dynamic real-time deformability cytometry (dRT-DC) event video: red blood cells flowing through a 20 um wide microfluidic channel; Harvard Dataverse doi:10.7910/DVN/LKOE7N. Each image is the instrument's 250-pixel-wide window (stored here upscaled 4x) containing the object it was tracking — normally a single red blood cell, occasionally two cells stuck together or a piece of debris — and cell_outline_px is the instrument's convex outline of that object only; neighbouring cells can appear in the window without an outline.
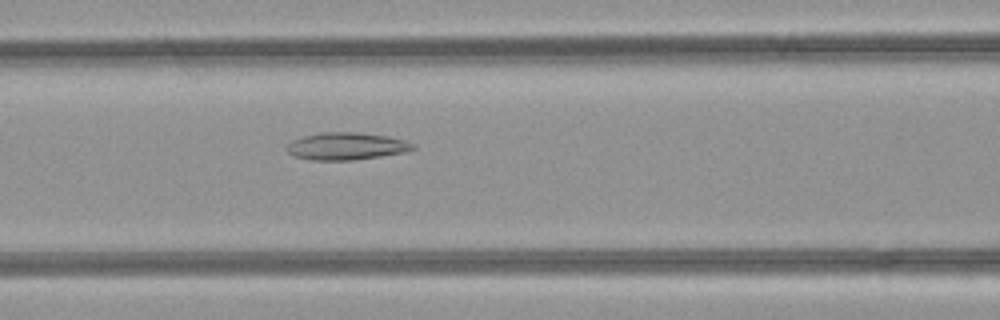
{"species": "common noctule bat (a hibernating species)", "species_latin": "Nyctalus noctula", "temperature_condition": "room temperature", "stored_images_in_passage": 42, "camera_frame_rate_fps": 3000, "um_per_image_px": 0.085, "animal": {"sex": "female", "body_mass_g": 21.9}, "frame": {"image": 1, "passage_image": 14, "time_ms": 4.333, "image_size_px": [1000, 320], "cell_outline_px": [[416, 148], [404, 152], [356, 160], [312, 160], [296, 156], [288, 152], [288, 144], [292, 140], [304, 136], [320, 132], [360, 132], [388, 136], [404, 140], [416, 144]], "centroid_in_image_um": [29.48, 12.42], "position_along_channel_um": 137.1, "area_um2": 20.06}}
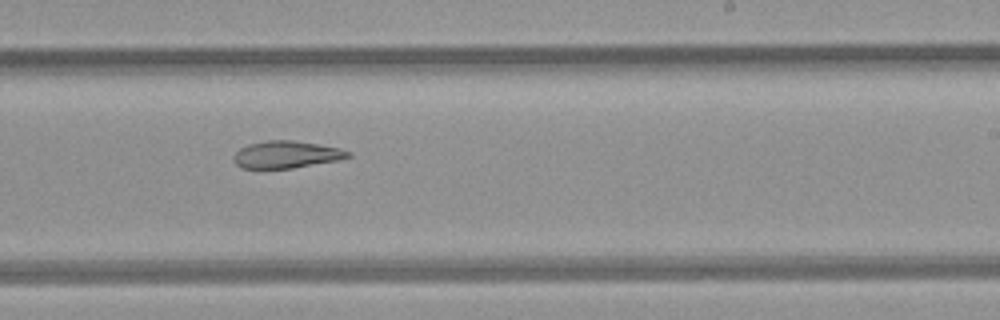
{"frame": {"image": 2, "passage_image": 23, "time_ms": 7.333, "image_size_px": [1000, 320], "cell_outline_px": [[352, 156], [340, 160], [292, 168], [240, 168], [236, 164], [236, 152], [240, 148], [248, 144], [264, 140], [292, 140], [340, 148], [352, 152]], "centroid_in_image_um": [24.39, 13.13], "position_along_channel_um": 264.6, "area_um2": 18.03}}
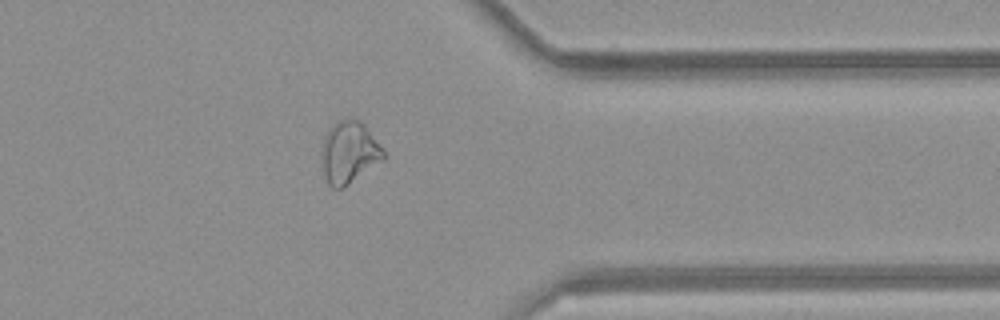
{"frame": {"image": 3, "passage_image": 32, "time_ms": 10.333, "image_size_px": [1000, 320], "cell_outline_px": [[384, 160], [348, 184], [340, 188], [332, 188], [328, 184], [324, 176], [320, 156], [320, 152], [324, 136], [328, 128], [332, 124], [340, 120], [360, 120], [364, 124], [384, 152]], "centroid_in_image_um": [29.62, 12.97], "position_along_channel_um": 381.8, "area_um2": 22.25}, "authors_computed_cell_mechanics": {"area_um2": 22.1374, "velocity_mm_per_s": 4.2633, "shape_relaxation_time_tau1_ms": null, "shape_relaxation_time_tau2_ms": 6.66, "deformation_change_tau1": null, "deformation_change_tau2": 0.1753}}